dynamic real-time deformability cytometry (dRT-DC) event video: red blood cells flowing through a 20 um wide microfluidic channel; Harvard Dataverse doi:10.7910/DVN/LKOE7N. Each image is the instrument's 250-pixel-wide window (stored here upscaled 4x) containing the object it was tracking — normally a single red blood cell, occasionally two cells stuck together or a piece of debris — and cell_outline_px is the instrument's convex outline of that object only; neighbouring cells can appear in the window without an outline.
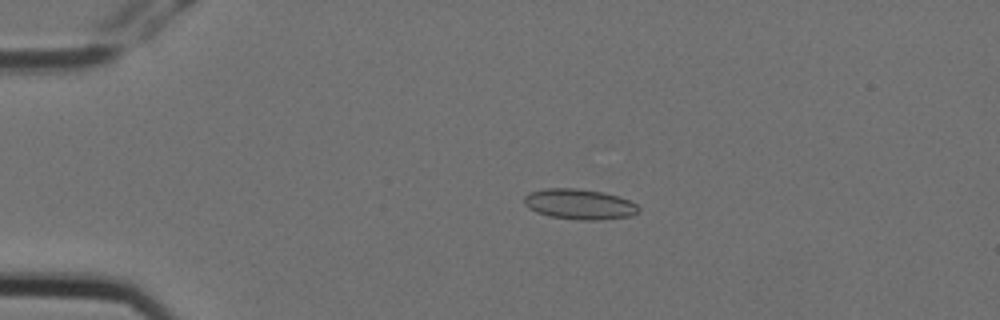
{"species": "Egyptian fruit bat (a non-hibernating species)", "species_latin": "Rousettus aegyptiacus", "temperature_condition": "cold", "stored_images_in_passage": 4, "camera_frame_rate_fps": 3000, "um_per_image_px": 0.085, "animal": {"sex": "female"}, "frame": {"image": 1, "passage_image": 2, "time_ms": 0.333, "image_size_px": [1000, 320], "cell_outline_px": [[640, 212], [632, 216], [600, 220], [576, 220], [548, 216], [536, 212], [528, 208], [524, 204], [524, 196], [528, 192], [544, 188], [576, 188], [604, 192], [620, 196], [636, 204], [640, 208]], "centroid_in_image_um": [49.25, 17.36], "position_along_channel_um": 35.8, "area_um2": 20.69}}
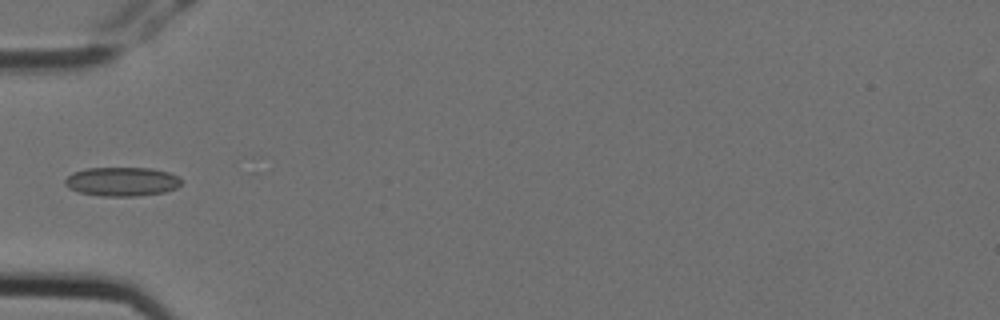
{"frame": {"image": 2, "passage_image": 4, "time_ms": 1.0, "image_size_px": [1000, 320], "cell_outline_px": [[184, 180], [176, 188], [164, 192], [136, 196], [100, 196], [80, 192], [68, 188], [64, 184], [64, 180], [72, 172], [84, 168], [152, 168], [168, 172]], "centroid_in_image_um": [10.34, 15.43], "position_along_channel_um": 74.7, "area_um2": 19.77}}